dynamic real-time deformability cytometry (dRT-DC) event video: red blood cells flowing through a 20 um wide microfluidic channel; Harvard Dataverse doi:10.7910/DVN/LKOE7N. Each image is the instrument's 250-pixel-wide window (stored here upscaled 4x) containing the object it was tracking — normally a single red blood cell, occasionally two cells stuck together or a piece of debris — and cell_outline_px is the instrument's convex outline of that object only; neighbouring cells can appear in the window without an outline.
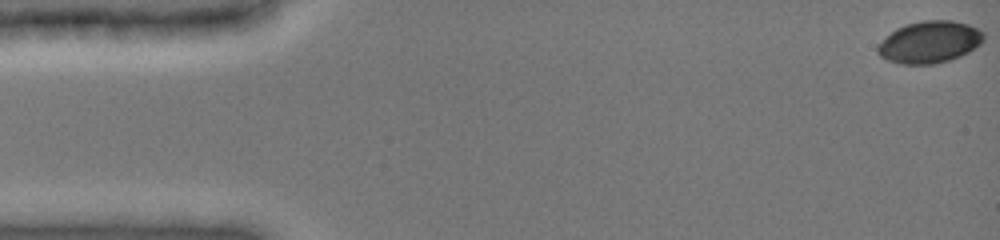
{"species": "common noctule bat (a hibernating species)", "species_latin": "Nyctalus noctula", "temperature_condition": "cold", "stored_images_in_passage": 6, "camera_frame_rate_fps": 3000, "um_per_image_px": 0.085, "animal": {"sex": "female", "body_mass_g": 19.0, "forearm_length_mm": 51.5}, "frame": {"image": 1, "passage_image": 1, "time_ms": 0.0, "image_size_px": [1000, 240], "cell_outline_px": [[984, 40], [976, 48], [960, 56], [936, 64], [900, 64], [888, 60], [880, 56], [876, 52], [876, 48], [896, 28], [904, 24], [924, 20], [952, 20], [968, 24], [984, 32]], "centroid_in_image_um": [79.03, 3.57], "position_along_channel_um": 6.0, "area_um2": 25.89}}
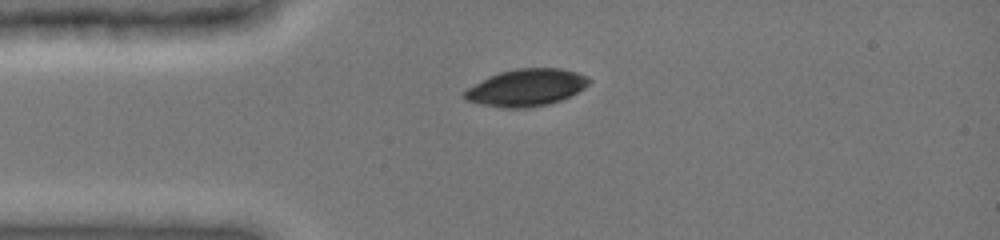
{"frame": {"image": 2, "passage_image": 5, "time_ms": 3.667, "image_size_px": [1000, 240], "cell_outline_px": [[592, 80], [584, 88], [560, 100], [548, 104], [532, 108], [500, 108], [480, 104], [464, 100], [464, 92], [468, 88], [488, 76], [500, 72], [516, 68], [560, 68], [576, 72], [588, 76]], "centroid_in_image_um": [44.72, 7.45], "position_along_channel_um": 40.3, "area_um2": 26.99}}